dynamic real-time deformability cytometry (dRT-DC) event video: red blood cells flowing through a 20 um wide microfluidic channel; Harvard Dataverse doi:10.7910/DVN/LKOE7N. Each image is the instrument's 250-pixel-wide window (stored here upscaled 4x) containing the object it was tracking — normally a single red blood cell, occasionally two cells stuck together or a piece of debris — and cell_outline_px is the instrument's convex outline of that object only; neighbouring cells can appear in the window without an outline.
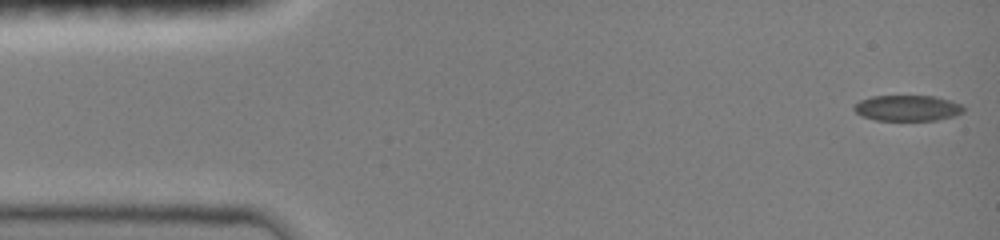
{"species": "common noctule bat (a hibernating species)", "species_latin": "Nyctalus noctula", "temperature_condition": "room temperature", "stored_images_in_passage": 47, "camera_frame_rate_fps": 3000, "um_per_image_px": 0.085, "animal": {"sex": "female", "body_mass_g": 19.0, "forearm_length_mm": 51.5}, "frame": {"image": 1, "passage_image": 1, "time_ms": 0.0, "image_size_px": [1000, 240], "cell_outline_px": [[964, 112], [956, 116], [936, 120], [876, 120], [864, 116], [856, 112], [852, 108], [860, 100], [872, 96], [936, 96], [952, 100], [964, 104]], "centroid_in_image_um": [77.21, 9.18], "position_along_channel_um": 7.8, "area_um2": 16.59}}
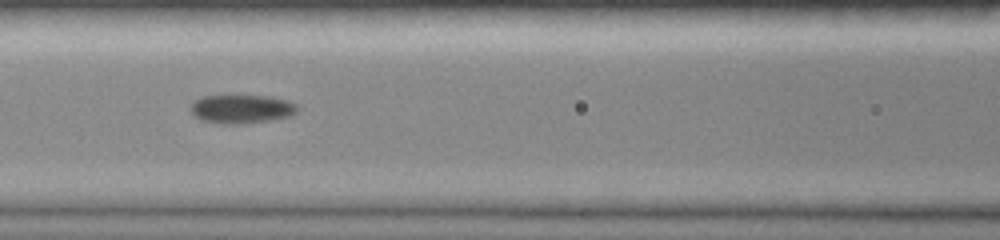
{"frame": {"image": 2, "passage_image": 20, "time_ms": 6.333, "image_size_px": [1000, 240], "cell_outline_px": [[300, 108], [292, 116], [272, 120], [244, 124], [220, 124], [200, 120], [188, 108], [192, 100], [204, 96], [272, 96], [288, 100], [296, 104]], "centroid_in_image_um": [20.54, 9.27], "position_along_channel_um": 146.1, "area_um2": 18.26}}
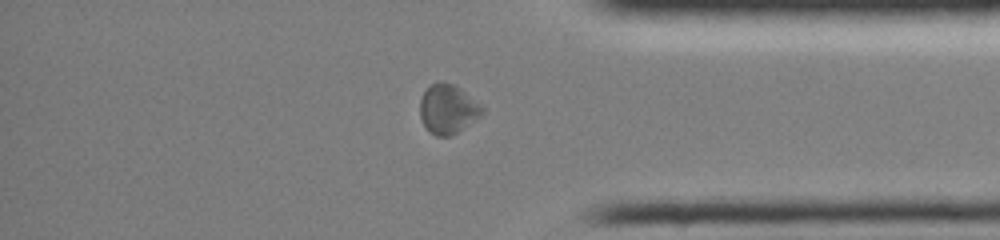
{"frame": {"image": 3, "passage_image": 39, "time_ms": 12.667, "image_size_px": [1000, 240], "cell_outline_px": [[484, 112], [480, 116], [452, 136], [436, 136], [428, 132], [420, 116], [420, 100], [424, 92], [436, 80], [444, 80], [452, 84], [480, 104], [484, 108]], "centroid_in_image_um": [38.04, 9.28], "position_along_channel_um": 397.2, "area_um2": 17.74}, "authors_computed_cell_mechanics": {"area_um2": 17.3978, "velocity_mm_per_s": 4.0295, "shape_relaxation_time_tau1_ms": 4.1809, "shape_relaxation_time_tau2_ms": 3.4398, "deformation_change_tau1": 0.12, "deformation_change_tau2": 0.0789}}